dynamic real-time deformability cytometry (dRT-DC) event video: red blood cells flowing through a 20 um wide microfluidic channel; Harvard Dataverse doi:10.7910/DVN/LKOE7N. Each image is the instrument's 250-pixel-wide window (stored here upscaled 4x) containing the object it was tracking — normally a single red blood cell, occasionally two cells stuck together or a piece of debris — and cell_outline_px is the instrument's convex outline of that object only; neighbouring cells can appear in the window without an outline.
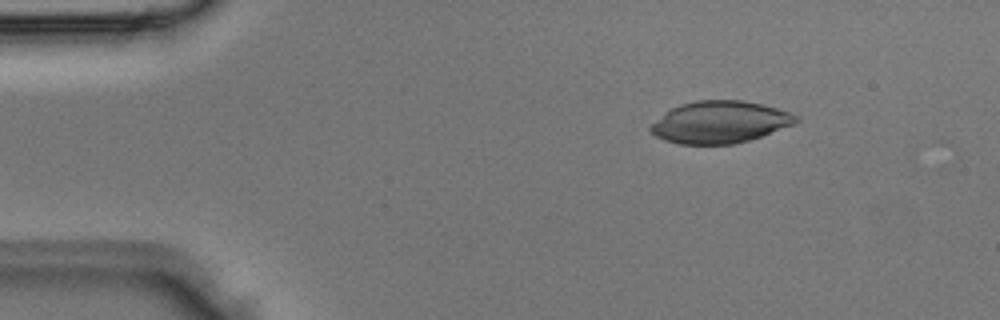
{"species": "Egyptian fruit bat (a non-hibernating species)", "species_latin": "Rousettus aegyptiacus", "temperature_condition": "room temperature", "stored_images_in_passage": 3, "camera_frame_rate_fps": 3000, "um_per_image_px": 0.085, "animal": {"sex": "male"}, "frame": {"image": 1, "passage_image": 1, "time_ms": 0.0, "image_size_px": [1000, 320], "cell_outline_px": [[800, 120], [796, 124], [748, 140], [732, 144], [680, 144], [664, 140], [656, 136], [648, 128], [652, 124], [672, 108], [680, 104], [696, 100], [744, 100], [776, 108], [800, 116]], "centroid_in_image_um": [61.22, 10.38], "position_along_channel_um": 23.8, "area_um2": 35.37}}